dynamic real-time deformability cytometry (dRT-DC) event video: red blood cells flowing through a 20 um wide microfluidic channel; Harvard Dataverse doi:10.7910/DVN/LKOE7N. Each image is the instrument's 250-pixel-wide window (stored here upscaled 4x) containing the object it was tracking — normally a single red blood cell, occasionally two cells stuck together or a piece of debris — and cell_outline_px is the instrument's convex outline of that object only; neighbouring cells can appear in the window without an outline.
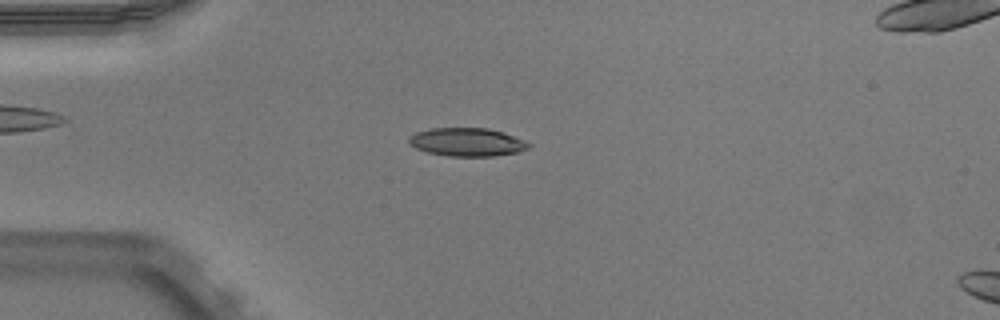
{"species": "Egyptian fruit bat (a non-hibernating species)", "species_latin": "Rousettus aegyptiacus", "temperature_condition": "warm", "stored_images_in_passage": 43, "camera_frame_rate_fps": 3000, "um_per_image_px": 0.085, "animal": {"sex": "male"}, "frame": {"image": 1, "passage_image": 6, "time_ms": 1.667, "image_size_px": [1000, 320], "cell_outline_px": [[532, 144], [528, 148], [520, 152], [492, 156], [448, 156], [428, 152], [416, 148], [408, 144], [408, 136], [416, 132], [432, 128], [488, 128], [504, 132], [524, 140]], "centroid_in_image_um": [39.7, 12.07], "position_along_channel_um": 45.3, "area_um2": 19.88}}
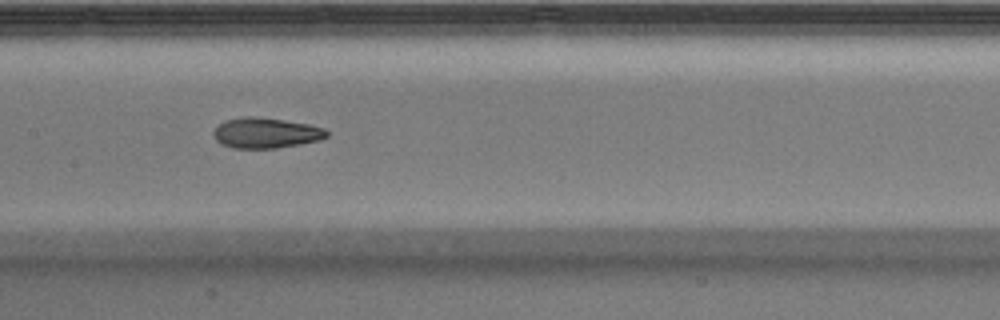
{"frame": {"image": 2, "passage_image": 18, "time_ms": 5.667, "image_size_px": [1000, 320], "cell_outline_px": [[328, 136], [320, 140], [300, 144], [276, 148], [232, 148], [216, 140], [212, 132], [224, 120], [244, 116], [256, 116], [284, 120], [308, 124], [324, 128], [328, 132]], "centroid_in_image_um": [22.6, 11.29], "position_along_channel_um": 184.8, "area_um2": 20.06}}
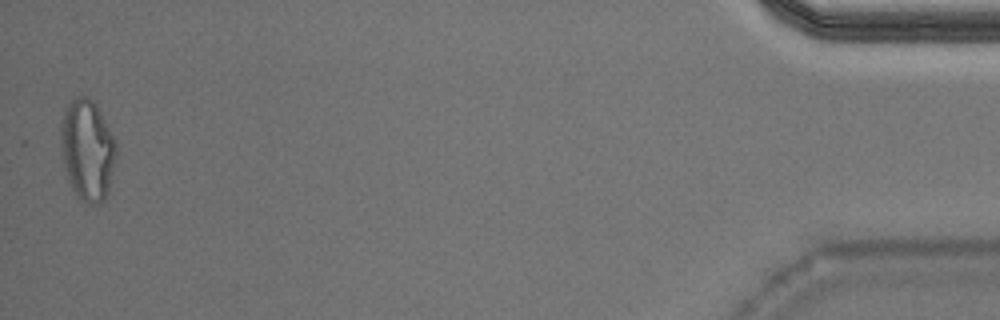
{"frame": {"image": 3, "passage_image": 43, "time_ms": 14.0, "image_size_px": [1000, 320], "cell_outline_px": [[116, 156], [108, 192], [104, 200], [96, 204], [88, 204], [76, 196], [68, 180], [60, 152], [60, 124], [64, 112], [68, 104], [76, 96], [88, 96], [96, 104], [116, 140]], "centroid_in_image_um": [7.41, 12.74], "position_along_channel_um": 427.8, "area_um2": 32.95}, "authors_computed_cell_mechanics": {"area_um2": 20.3456, "velocity_mm_per_s": 3.969, "shape_relaxation_time_tau1_ms": 9.0312, "shape_relaxation_time_tau2_ms": 2.8441, "deformation_change_tau1": 0.2467, "deformation_change_tau2": 0.1035}}